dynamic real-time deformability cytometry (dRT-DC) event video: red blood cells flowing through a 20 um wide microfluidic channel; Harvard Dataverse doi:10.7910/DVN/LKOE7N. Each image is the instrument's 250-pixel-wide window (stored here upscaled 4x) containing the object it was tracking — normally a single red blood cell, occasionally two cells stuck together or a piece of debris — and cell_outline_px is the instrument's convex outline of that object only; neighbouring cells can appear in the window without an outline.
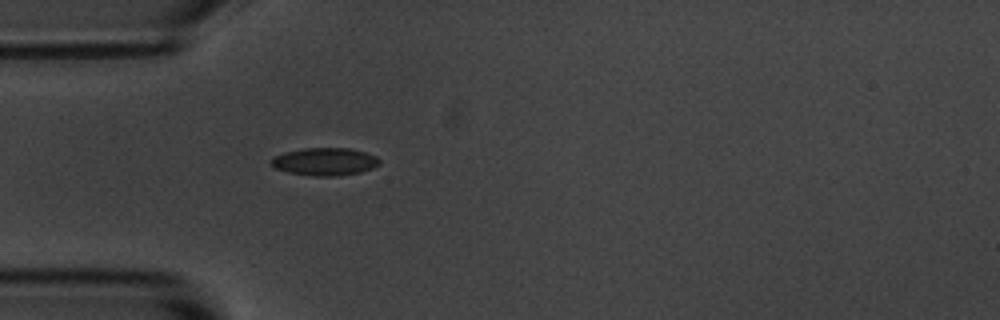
{"species": "common noctule bat (a hibernating species)", "species_latin": "Nyctalus noctula", "temperature_condition": "room temperature", "stored_images_in_passage": 1, "camera_frame_rate_fps": 3000, "um_per_image_px": 0.085, "animal": {"sex": "male", "body_mass_g": 20.1, "forearm_length_mm": 53.5}, "frame": {"image": 1, "passage_image": 1, "time_ms": 0.0, "image_size_px": [1000, 320], "cell_outline_px": [[380, 164], [372, 168], [360, 172], [336, 176], [312, 176], [288, 172], [276, 168], [268, 160], [272, 156], [284, 152], [304, 148], [348, 148], [364, 152], [376, 156], [380, 160]], "centroid_in_image_um": [27.58, 13.73], "position_along_channel_um": 57.4, "area_um2": 17.51}}